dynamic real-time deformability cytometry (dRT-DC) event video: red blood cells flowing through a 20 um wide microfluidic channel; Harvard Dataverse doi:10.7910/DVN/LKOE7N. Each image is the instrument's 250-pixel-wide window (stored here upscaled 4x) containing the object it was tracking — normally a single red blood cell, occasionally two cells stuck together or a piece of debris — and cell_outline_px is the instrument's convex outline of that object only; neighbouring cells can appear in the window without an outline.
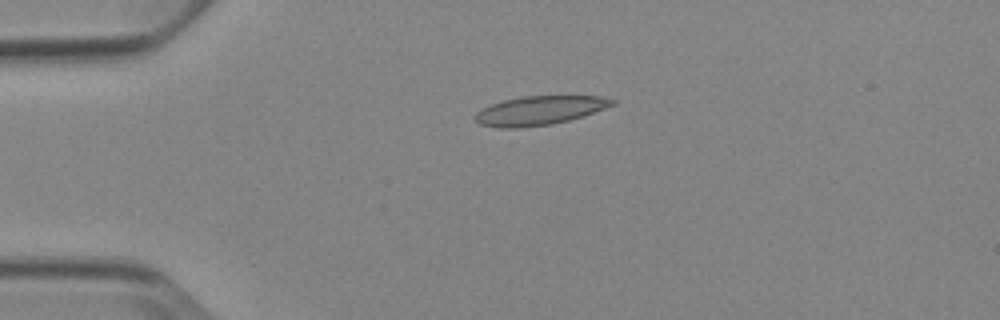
{"species": "Egyptian fruit bat (a non-hibernating species)", "species_latin": "Rousettus aegyptiacus", "temperature_condition": "cold", "stored_images_in_passage": 15, "camera_frame_rate_fps": 3000, "um_per_image_px": 0.085, "animal": {"sex": "female"}, "frame": {"image": 1, "passage_image": 13, "time_ms": 4.0, "image_size_px": [1000, 320], "cell_outline_px": [[616, 104], [584, 116], [552, 124], [516, 128], [500, 128], [480, 124], [476, 120], [476, 112], [488, 104], [504, 100], [524, 96], [600, 96], [616, 100]], "centroid_in_image_um": [45.87, 9.39], "position_along_channel_um": 39.1, "area_um2": 23.12}}